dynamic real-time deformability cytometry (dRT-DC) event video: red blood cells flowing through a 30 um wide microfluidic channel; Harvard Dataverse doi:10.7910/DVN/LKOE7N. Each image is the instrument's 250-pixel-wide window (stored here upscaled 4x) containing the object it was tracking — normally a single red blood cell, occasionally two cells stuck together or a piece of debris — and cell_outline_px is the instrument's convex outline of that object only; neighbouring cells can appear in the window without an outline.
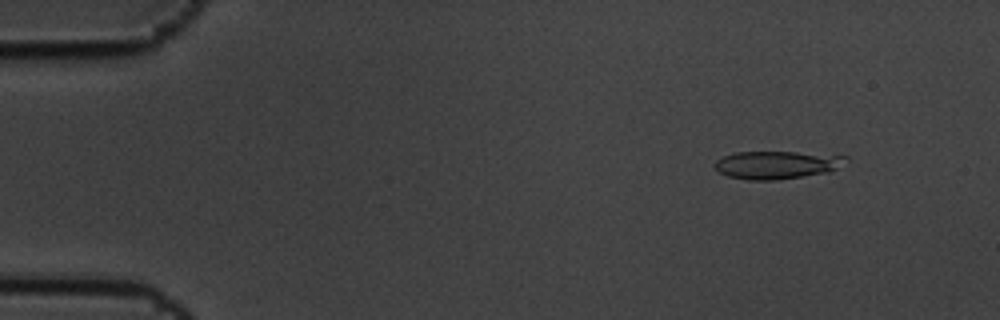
{"species": "common noctule bat (a hibernating species)", "species_latin": "Nyctalus noctula", "temperature_condition": "cold", "stored_images_in_passage": 5, "camera_frame_rate_fps": 3000, "um_per_image_px": 0.085, "animal": {"sex": "male", "body_mass_g": 19.5, "forearm_length_mm": 54.6}, "frame": {"image": 1, "passage_image": 2, "time_ms": 0.333, "image_size_px": [1000, 320], "cell_outline_px": [[848, 160], [836, 168], [828, 172], [776, 180], [748, 180], [728, 176], [720, 172], [716, 168], [716, 160], [724, 156], [736, 152], [796, 152], [848, 156]], "centroid_in_image_um": [66.03, 14.01], "position_along_channel_um": 19.0, "area_um2": 21.04}}